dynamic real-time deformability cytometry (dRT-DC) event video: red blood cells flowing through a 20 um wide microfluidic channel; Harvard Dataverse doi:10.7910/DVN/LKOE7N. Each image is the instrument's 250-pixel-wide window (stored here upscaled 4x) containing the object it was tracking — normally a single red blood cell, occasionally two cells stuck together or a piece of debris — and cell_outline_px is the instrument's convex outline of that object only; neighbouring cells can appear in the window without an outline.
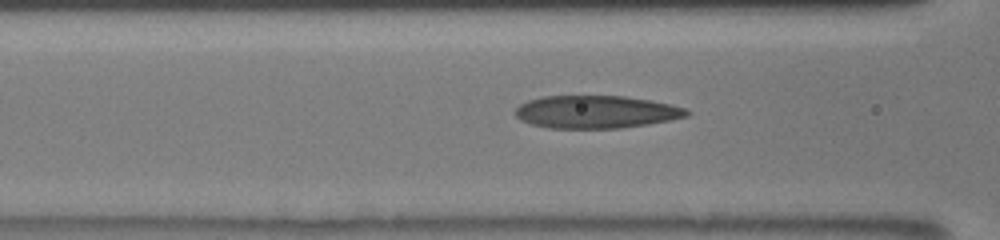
{"species": "human", "species_latin": "Homo sapiens", "temperature_condition": "room temperature", "stored_images_in_passage": 45, "camera_frame_rate_fps": 3000, "um_per_image_px": 0.085, "donor": {"sex": "male"}, "frame": {"image": 1, "passage_image": 24, "time_ms": 7.667, "image_size_px": [1000, 240], "cell_outline_px": [[692, 112], [688, 116], [672, 120], [648, 124], [620, 128], [548, 128], [532, 124], [520, 120], [516, 116], [516, 108], [520, 104], [528, 100], [544, 96], [624, 96], [648, 100], [668, 104], [684, 108]], "centroid_in_image_um": [50.67, 9.52], "position_along_channel_um": 115.9, "area_um2": 32.6}}
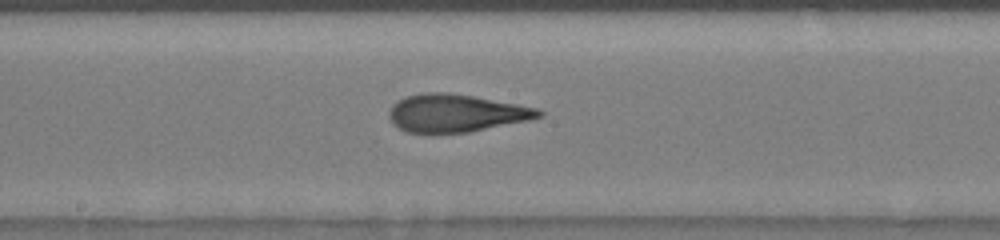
{"frame": {"image": 2, "passage_image": 31, "time_ms": 10.0, "image_size_px": [1000, 240], "cell_outline_px": [[544, 116], [528, 120], [468, 132], [408, 132], [392, 124], [388, 116], [388, 112], [392, 104], [404, 96], [424, 92], [448, 92], [472, 96], [516, 104], [536, 108], [544, 112]], "centroid_in_image_um": [38.71, 9.6], "position_along_channel_um": 209.5, "area_um2": 32.66}}
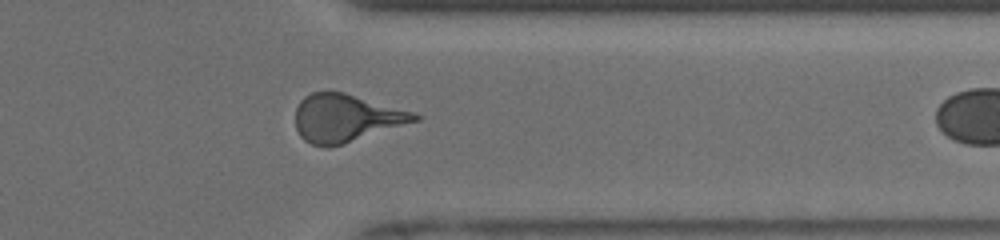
{"frame": {"image": 3, "passage_image": 44, "time_ms": 14.333, "image_size_px": [1000, 240], "cell_outline_px": [[420, 120], [344, 144], [328, 148], [312, 144], [304, 140], [300, 136], [296, 128], [296, 108], [300, 100], [304, 96], [312, 92], [344, 92], [416, 112], [420, 116]], "centroid_in_image_um": [29.42, 10.04], "position_along_channel_um": 382.0, "area_um2": 33.35}}